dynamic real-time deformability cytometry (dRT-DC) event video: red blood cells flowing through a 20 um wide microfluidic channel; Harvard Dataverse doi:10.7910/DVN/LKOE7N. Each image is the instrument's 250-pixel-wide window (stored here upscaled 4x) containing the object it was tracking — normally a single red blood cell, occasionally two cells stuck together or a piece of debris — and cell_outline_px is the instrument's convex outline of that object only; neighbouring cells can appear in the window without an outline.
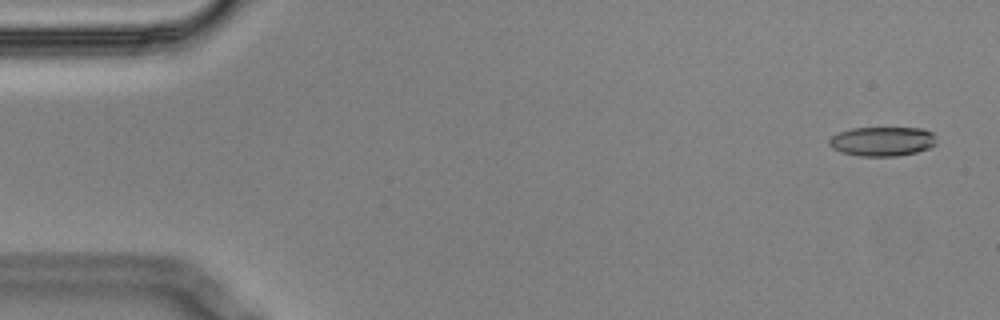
{"species": "Egyptian fruit bat (a non-hibernating species)", "species_latin": "Rousettus aegyptiacus", "temperature_condition": "cold", "stored_images_in_passage": 5, "camera_frame_rate_fps": 3000, "um_per_image_px": 0.085, "animal": {"sex": "male"}, "frame": {"image": 1, "passage_image": 1, "time_ms": 0.0, "image_size_px": [1000, 320], "cell_outline_px": [[936, 144], [928, 148], [916, 152], [896, 156], [860, 156], [840, 152], [832, 148], [828, 144], [828, 140], [832, 136], [840, 132], [852, 128], [924, 128], [932, 132], [936, 136]], "centroid_in_image_um": [75.0, 12.01], "position_along_channel_um": 10.0, "area_um2": 18.44}}
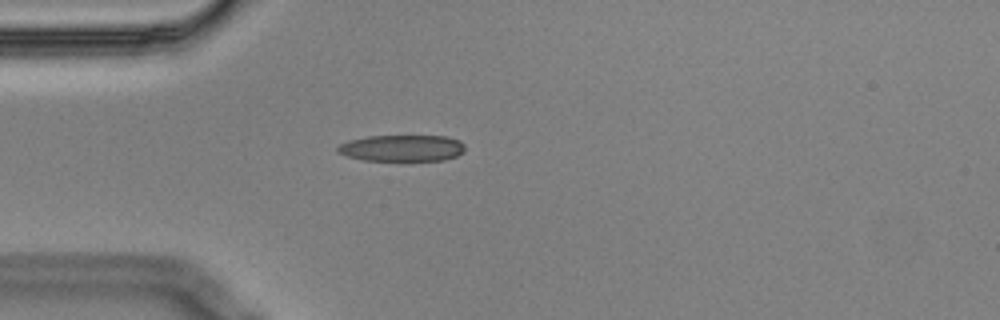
{"frame": {"image": 2, "passage_image": 4, "time_ms": 1.0, "image_size_px": [1000, 320], "cell_outline_px": [[464, 152], [456, 156], [444, 160], [364, 160], [348, 156], [336, 152], [336, 148], [340, 144], [348, 140], [368, 136], [448, 136], [460, 140], [464, 144]], "centroid_in_image_um": [34.18, 12.58], "position_along_channel_um": 50.8, "area_um2": 19.65}}